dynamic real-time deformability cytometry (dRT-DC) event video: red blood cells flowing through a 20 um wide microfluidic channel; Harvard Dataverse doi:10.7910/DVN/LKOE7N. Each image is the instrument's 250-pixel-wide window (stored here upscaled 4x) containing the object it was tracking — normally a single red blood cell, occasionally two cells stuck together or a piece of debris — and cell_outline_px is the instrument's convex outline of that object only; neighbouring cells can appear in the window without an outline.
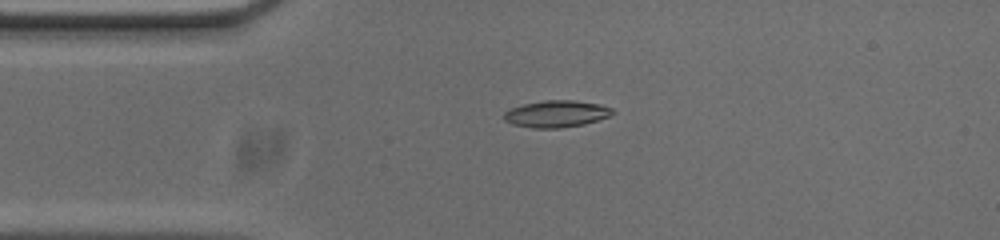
{"species": "common noctule bat (a hibernating species)", "species_latin": "Nyctalus noctula", "temperature_condition": "cold", "stored_images_in_passage": 43, "camera_frame_rate_fps": 3000, "um_per_image_px": 0.085, "animal": {"sex": "male", "body_mass_g": 20.0, "forearm_length_mm": 53.3}, "frame": {"image": 1, "passage_image": 1, "time_ms": 0.0, "image_size_px": [1000, 240], "cell_outline_px": [[616, 112], [608, 116], [584, 124], [560, 128], [532, 128], [512, 124], [504, 120], [504, 112], [512, 108], [524, 104], [544, 100], [572, 100], [600, 104], [612, 108]], "centroid_in_image_um": [47.29, 9.67], "position_along_channel_um": 37.7, "area_um2": 16.88}}
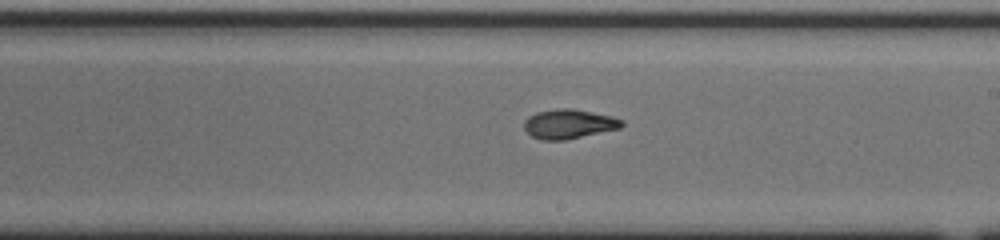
{"frame": {"image": 2, "passage_image": 19, "time_ms": 6.0, "image_size_px": [1000, 240], "cell_outline_px": [[624, 124], [620, 128], [564, 140], [540, 140], [532, 136], [524, 128], [524, 120], [528, 116], [536, 112], [560, 108], [572, 108], [612, 116], [624, 120]], "centroid_in_image_um": [48.34, 10.53], "position_along_channel_um": 240.7, "area_um2": 16.7}}
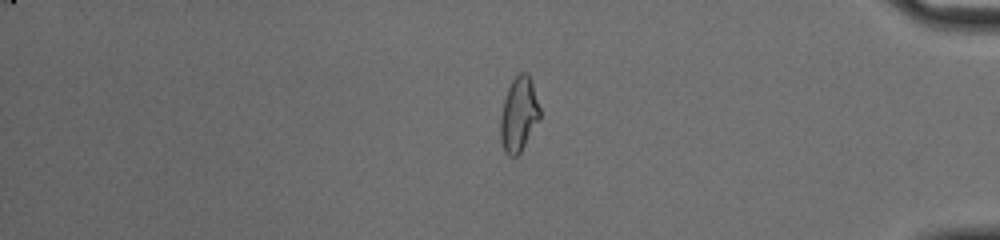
{"frame": {"image": 3, "passage_image": 34, "time_ms": 11.0, "image_size_px": [1000, 240], "cell_outline_px": [[540, 120], [520, 152], [516, 156], [508, 156], [500, 140], [500, 116], [504, 100], [508, 88], [512, 80], [520, 72], [528, 72], [540, 108]], "centroid_in_image_um": [44.1, 9.72], "position_along_channel_um": 391.1, "area_um2": 17.05}, "authors_computed_cell_mechanics": {"area_um2": 16.762, "velocity_mm_per_s": 3.7152, "shape_relaxation_time_tau1_ms": 6.3615, "shape_relaxation_time_tau2_ms": 3.2917, "deformation_change_tau1": 0.2106, "deformation_change_tau2": 0.0629}}